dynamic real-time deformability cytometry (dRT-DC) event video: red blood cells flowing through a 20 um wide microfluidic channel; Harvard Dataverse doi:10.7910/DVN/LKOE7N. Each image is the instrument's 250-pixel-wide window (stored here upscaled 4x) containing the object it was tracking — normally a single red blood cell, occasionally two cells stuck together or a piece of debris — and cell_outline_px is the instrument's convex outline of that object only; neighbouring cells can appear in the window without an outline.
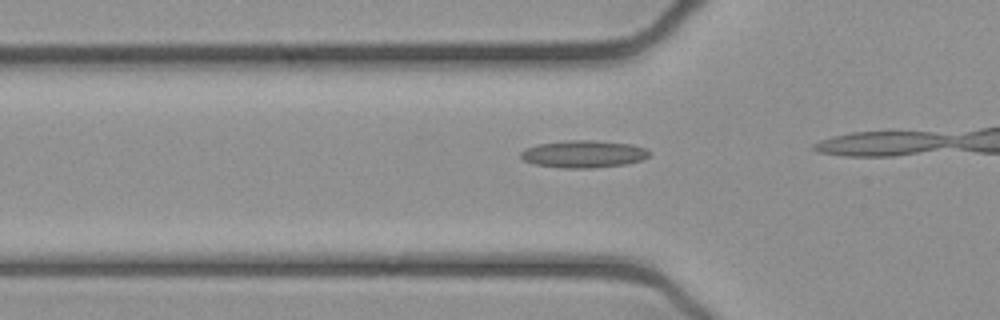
{"species": "common noctule bat (a hibernating species)", "species_latin": "Nyctalus noctula", "temperature_condition": "cold", "stored_images_in_passage": 16, "camera_frame_rate_fps": 3000, "um_per_image_px": 0.085, "animal": {"sex": "female", "body_mass_g": 21.9}, "frame": {"image": 1, "passage_image": 12, "time_ms": 3.667, "image_size_px": [1000, 320], "cell_outline_px": [[652, 152], [648, 156], [640, 160], [628, 164], [592, 168], [560, 168], [532, 164], [524, 160], [520, 156], [520, 152], [524, 148], [536, 144], [572, 140], [592, 140], [632, 144], [644, 148]], "centroid_in_image_um": [49.57, 13.1], "position_along_channel_um": 76.2, "area_um2": 20.63}}